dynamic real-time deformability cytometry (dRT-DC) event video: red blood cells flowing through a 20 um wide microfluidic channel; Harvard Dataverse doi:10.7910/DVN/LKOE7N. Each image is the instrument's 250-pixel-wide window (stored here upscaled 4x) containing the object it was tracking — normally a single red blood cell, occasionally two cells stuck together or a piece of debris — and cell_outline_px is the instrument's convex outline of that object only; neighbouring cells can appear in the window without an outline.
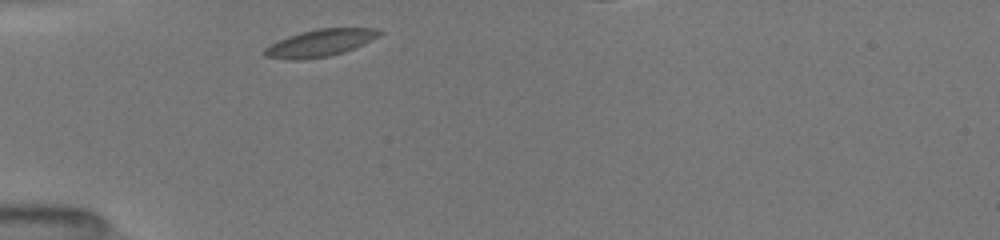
{"species": "common noctule bat (a hibernating species)", "species_latin": "Nyctalus noctula", "temperature_condition": "room temperature", "stored_images_in_passage": 32, "camera_frame_rate_fps": 3000, "um_per_image_px": 0.085, "animal": {"sex": "female", "body_mass_g": 19.5, "forearm_length_mm": 54.1}, "frame": {"image": 1, "passage_image": 1, "time_ms": 0.0, "image_size_px": [1000, 240], "cell_outline_px": [[384, 32], [380, 36], [364, 44], [344, 52], [328, 56], [300, 60], [288, 60], [264, 56], [260, 52], [264, 48], [288, 36], [300, 32], [316, 28], [376, 28]], "centroid_in_image_um": [27.21, 3.65], "position_along_channel_um": 57.8, "area_um2": 18.32}}
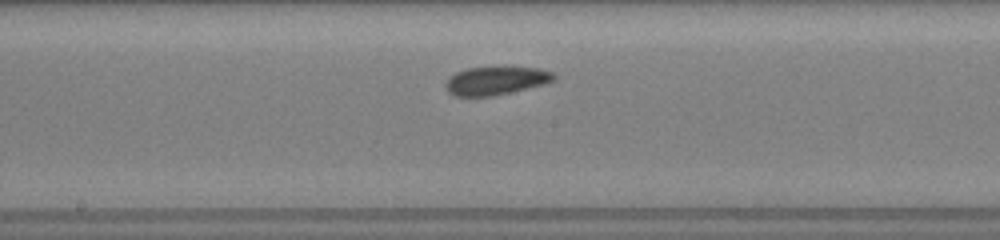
{"frame": {"image": 2, "passage_image": 13, "time_ms": 4.0, "image_size_px": [1000, 240], "cell_outline_px": [[556, 76], [552, 80], [540, 84], [492, 96], [456, 96], [448, 92], [444, 88], [444, 84], [456, 72], [468, 68], [504, 64], [540, 68], [552, 72]], "centroid_in_image_um": [42.12, 6.79], "position_along_channel_um": 206.1, "area_um2": 18.21}}
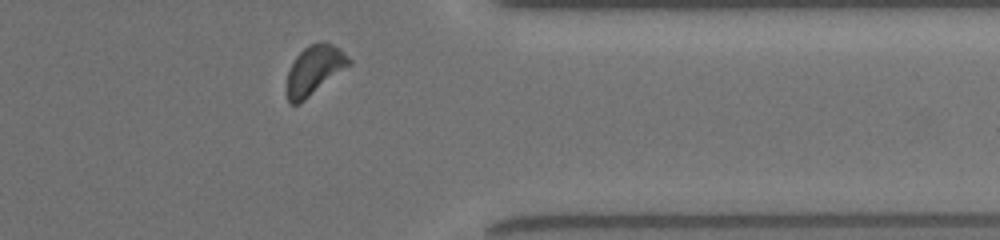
{"frame": {"image": 3, "passage_image": 27, "time_ms": 8.667, "image_size_px": [1000, 240], "cell_outline_px": [[352, 64], [300, 104], [292, 104], [288, 100], [288, 72], [296, 56], [308, 44], [332, 44], [340, 48], [352, 60]], "centroid_in_image_um": [26.76, 5.97], "position_along_channel_um": 384.6, "area_um2": 17.51}}